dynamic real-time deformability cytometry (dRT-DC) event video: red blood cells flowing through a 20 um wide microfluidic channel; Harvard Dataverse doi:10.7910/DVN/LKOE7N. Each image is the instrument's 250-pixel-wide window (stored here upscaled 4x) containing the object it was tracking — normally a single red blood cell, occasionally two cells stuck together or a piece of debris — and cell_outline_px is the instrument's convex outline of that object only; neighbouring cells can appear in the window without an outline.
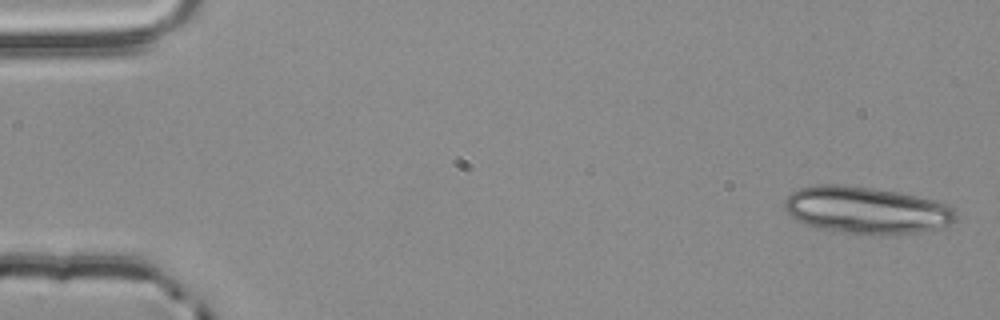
{"species": "common noctule bat (a hibernating species)", "species_latin": "Nyctalus noctula", "temperature_condition": "room temperature", "stored_images_in_passage": 5, "camera_frame_rate_fps": 3000, "um_per_image_px": 0.085, "animal": {"sex": "male", "body_mass_g": 20.4}, "frame": {"image": 1, "passage_image": 1, "time_ms": 0.0, "image_size_px": [1000, 320], "cell_outline_px": [[956, 220], [944, 228], [920, 232], [844, 232], [816, 228], [804, 224], [796, 220], [784, 208], [784, 200], [792, 192], [800, 188], [816, 184], [844, 184], [900, 192], [936, 200], [948, 204], [956, 212]], "centroid_in_image_um": [73.65, 17.82], "position_along_channel_um": 11.4, "area_um2": 46.59}}